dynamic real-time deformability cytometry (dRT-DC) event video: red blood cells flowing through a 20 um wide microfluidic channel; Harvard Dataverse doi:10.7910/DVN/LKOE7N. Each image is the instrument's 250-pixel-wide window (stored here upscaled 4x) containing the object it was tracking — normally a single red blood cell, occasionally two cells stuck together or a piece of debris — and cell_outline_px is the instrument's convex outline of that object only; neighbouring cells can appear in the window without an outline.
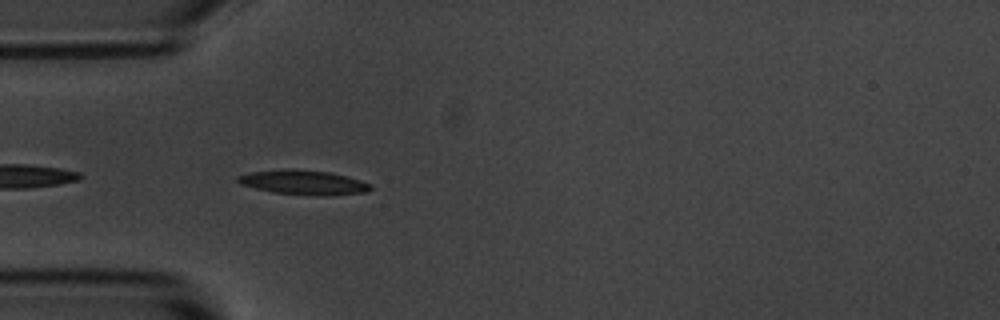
{"species": "common noctule bat (a hibernating species)", "species_latin": "Nyctalus noctula", "temperature_condition": "room temperature", "stored_images_in_passage": 4, "camera_frame_rate_fps": 3000, "um_per_image_px": 0.085, "animal": {"sex": "male", "body_mass_g": 20.1, "forearm_length_mm": 53.5}, "frame": {"image": 1, "passage_image": 4, "time_ms": 3.667, "image_size_px": [1000, 320], "cell_outline_px": [[372, 188], [364, 192], [332, 196], [316, 196], [272, 192], [240, 184], [236, 180], [236, 176], [252, 172], [284, 168], [292, 168], [332, 172], [348, 176], [372, 184]], "centroid_in_image_um": [25.81, 15.5], "position_along_channel_um": 59.2, "area_um2": 19.31}}